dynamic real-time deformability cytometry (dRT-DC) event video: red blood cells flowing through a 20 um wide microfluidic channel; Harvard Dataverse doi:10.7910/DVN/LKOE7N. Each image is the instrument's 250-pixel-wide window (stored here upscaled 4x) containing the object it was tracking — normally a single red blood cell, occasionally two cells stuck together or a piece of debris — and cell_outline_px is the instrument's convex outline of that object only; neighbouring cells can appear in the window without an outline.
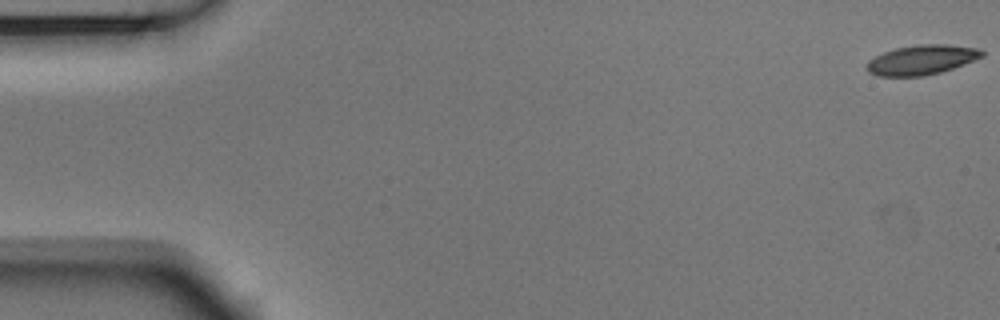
{"species": "Egyptian fruit bat (a non-hibernating species)", "species_latin": "Rousettus aegyptiacus", "temperature_condition": "room temperature", "stored_images_in_passage": 54, "camera_frame_rate_fps": 3000, "um_per_image_px": 0.085, "animal": {"sex": "male"}, "frame": {"image": 1, "passage_image": 1, "time_ms": 0.0, "image_size_px": [1000, 320], "cell_outline_px": [[984, 56], [964, 64], [940, 72], [924, 76], [876, 76], [868, 72], [868, 60], [884, 52], [896, 48], [920, 44], [948, 44], [980, 48], [984, 52]], "centroid_in_image_um": [78.37, 5.08], "position_along_channel_um": 6.6, "area_um2": 19.88}}
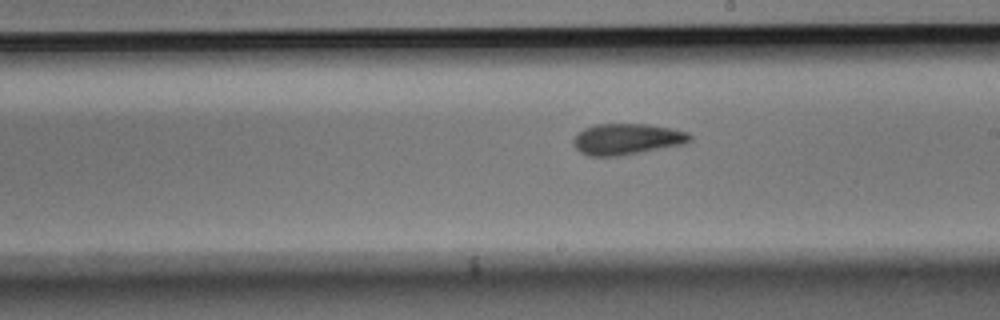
{"frame": {"image": 2, "passage_image": 31, "time_ms": 10.0, "image_size_px": [1000, 320], "cell_outline_px": [[692, 140], [684, 144], [620, 156], [588, 156], [580, 152], [572, 144], [572, 140], [584, 128], [596, 124], [648, 124], [672, 128], [688, 132], [692, 136]], "centroid_in_image_um": [53.3, 11.82], "position_along_channel_um": 235.7, "area_um2": 21.21}}
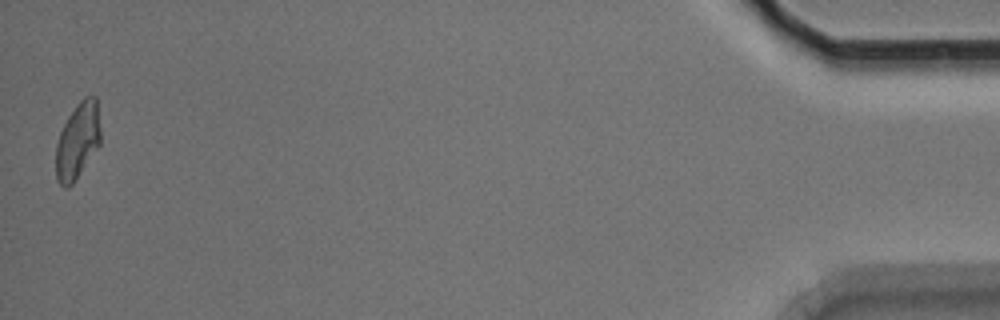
{"frame": {"image": 3, "passage_image": 54, "time_ms": 17.667, "image_size_px": [1000, 320], "cell_outline_px": [[100, 144], [72, 184], [68, 188], [64, 188], [56, 180], [56, 144], [60, 132], [68, 116], [76, 104], [84, 96], [96, 96], [100, 128]], "centroid_in_image_um": [6.59, 11.96], "position_along_channel_um": 428.6, "area_um2": 19.77}, "authors_computed_cell_mechanics": {"area_um2": 20.5768, "velocity_mm_per_s": 3.7274, "shape_relaxation_time_tau1_ms": 5.8594, "shape_relaxation_time_tau2_ms": 2.9149, "deformation_change_tau1": 0.1728, "deformation_change_tau2": 0.1058}}